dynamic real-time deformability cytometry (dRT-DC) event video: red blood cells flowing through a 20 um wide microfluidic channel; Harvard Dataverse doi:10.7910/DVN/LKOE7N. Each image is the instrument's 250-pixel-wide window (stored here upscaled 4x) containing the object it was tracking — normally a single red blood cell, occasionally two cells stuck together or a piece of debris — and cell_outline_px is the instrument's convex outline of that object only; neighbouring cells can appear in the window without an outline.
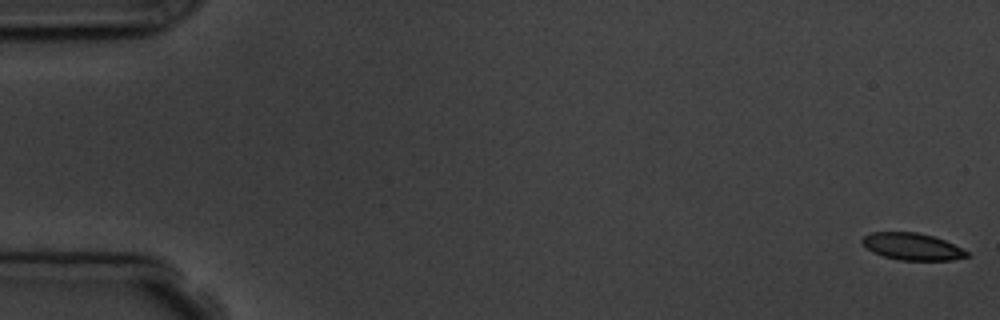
{"species": "common noctule bat (a hibernating species)", "species_latin": "Nyctalus noctula", "temperature_condition": "room temperature", "stored_images_in_passage": 9, "camera_frame_rate_fps": 3000, "um_per_image_px": 0.085, "animal": {"sex": "male", "body_mass_g": 19.5, "forearm_length_mm": 54.6}, "frame": {"image": 1, "passage_image": 1, "time_ms": 0.0, "image_size_px": [1000, 320], "cell_outline_px": [[968, 256], [952, 260], [900, 260], [884, 256], [872, 252], [860, 244], [860, 240], [864, 236], [872, 232], [916, 232], [932, 236], [944, 240], [968, 252]], "centroid_in_image_um": [77.47, 20.95], "position_along_channel_um": 7.5, "area_um2": 16.36}}
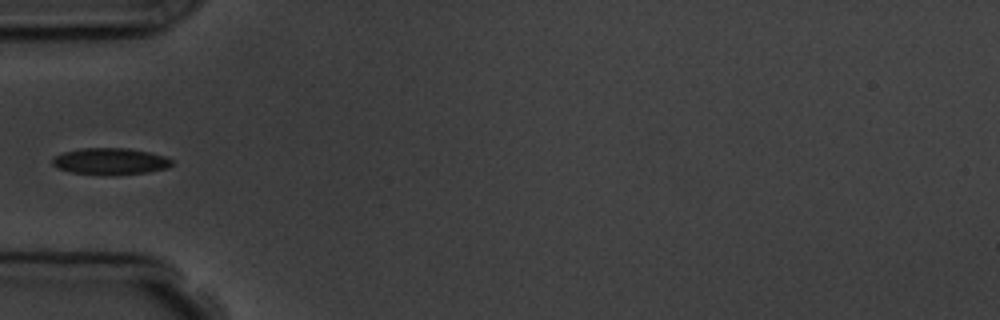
{"frame": {"image": 2, "passage_image": 6, "time_ms": 6.0, "image_size_px": [1000, 320], "cell_outline_px": [[172, 164], [168, 168], [148, 172], [116, 176], [72, 172], [60, 168], [52, 164], [52, 160], [56, 156], [64, 152], [80, 148], [128, 148], [148, 152], [164, 156], [172, 160]], "centroid_in_image_um": [9.41, 13.72], "position_along_channel_um": 75.6, "area_um2": 18.5}}
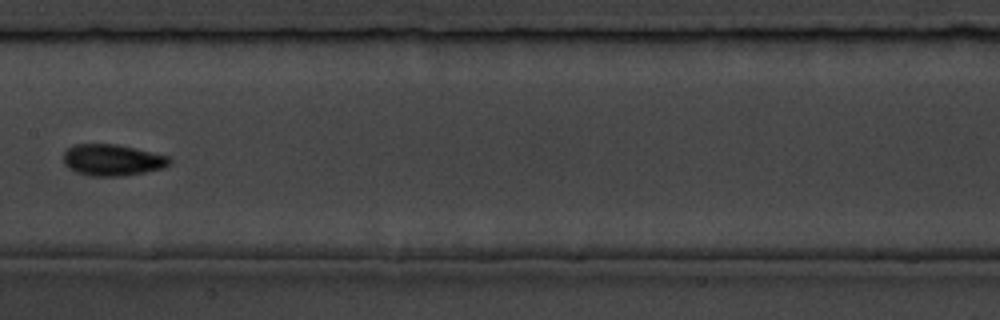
{"frame": {"image": 3, "passage_image": 9, "time_ms": 9.333, "image_size_px": [1000, 320], "cell_outline_px": [[172, 160], [164, 168], [124, 176], [88, 176], [76, 172], [68, 168], [64, 164], [64, 152], [72, 144], [116, 144], [168, 156]], "centroid_in_image_um": [9.51, 13.61], "position_along_channel_um": 197.9, "area_um2": 19.42}}